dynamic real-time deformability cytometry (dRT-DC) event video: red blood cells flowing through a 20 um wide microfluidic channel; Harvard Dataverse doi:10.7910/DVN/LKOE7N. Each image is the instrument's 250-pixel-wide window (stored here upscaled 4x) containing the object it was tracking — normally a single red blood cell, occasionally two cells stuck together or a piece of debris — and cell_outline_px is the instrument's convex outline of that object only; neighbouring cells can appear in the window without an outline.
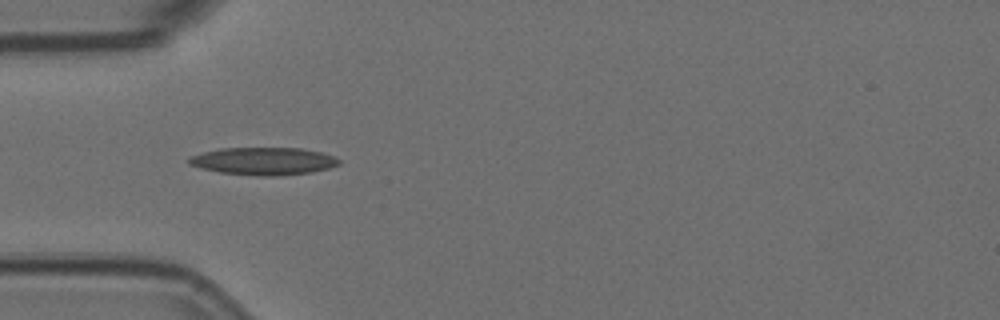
{"species": "Egyptian fruit bat (a non-hibernating species)", "species_latin": "Rousettus aegyptiacus", "temperature_condition": "room temperature", "stored_images_in_passage": 5, "camera_frame_rate_fps": 3000, "um_per_image_px": 0.085, "animal": {"sex": "female"}, "frame": {"image": 1, "passage_image": 5, "time_ms": 1.333, "image_size_px": [1000, 320], "cell_outline_px": [[340, 164], [328, 168], [312, 172], [280, 176], [260, 176], [220, 172], [200, 168], [188, 164], [188, 160], [192, 156], [204, 152], [220, 148], [300, 148], [320, 152], [332, 156], [340, 160]], "centroid_in_image_um": [22.4, 13.7], "position_along_channel_um": 62.6, "area_um2": 23.99}}